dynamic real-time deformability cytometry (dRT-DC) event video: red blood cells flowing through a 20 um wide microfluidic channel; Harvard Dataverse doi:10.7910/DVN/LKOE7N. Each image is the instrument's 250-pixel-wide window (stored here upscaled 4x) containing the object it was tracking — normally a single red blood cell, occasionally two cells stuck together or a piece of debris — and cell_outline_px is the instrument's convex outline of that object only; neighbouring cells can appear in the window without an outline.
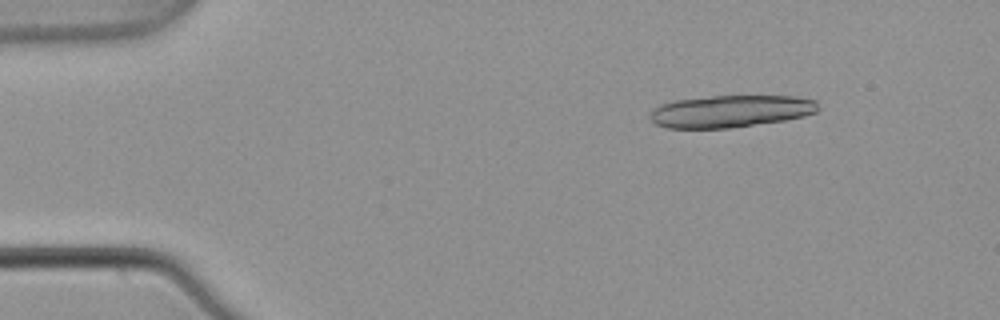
{"species": "common noctule bat (a hibernating species)", "species_latin": "Nyctalus noctula", "temperature_condition": "warm", "stored_images_in_passage": 5, "camera_frame_rate_fps": 3000, "um_per_image_px": 0.085, "animal": {"sex": "male", "body_mass_g": 21.5, "forearm_length_mm": 52.0}, "frame": {"image": 1, "passage_image": 2, "time_ms": 0.333, "image_size_px": [1000, 320], "cell_outline_px": [[820, 108], [816, 112], [804, 116], [784, 120], [728, 128], [668, 128], [656, 124], [648, 116], [660, 104], [676, 100], [712, 96], [796, 96], [816, 100]], "centroid_in_image_um": [62.13, 9.45], "position_along_channel_um": 22.9, "area_um2": 31.39}}
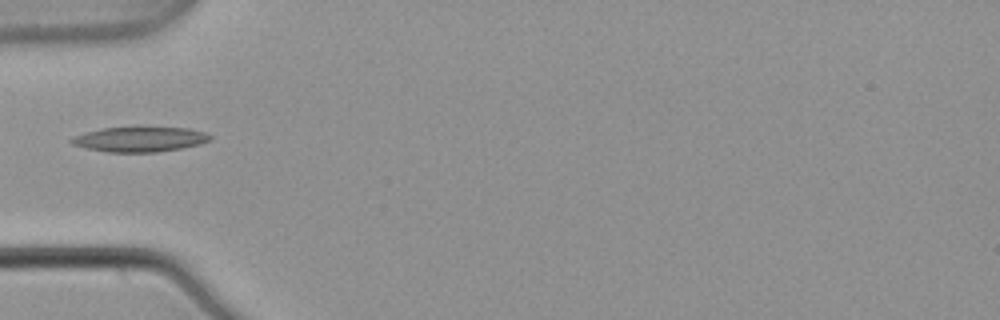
{"frame": {"image": 2, "passage_image": 5, "time_ms": 1.333, "image_size_px": [1000, 320], "cell_outline_px": [[212, 140], [200, 144], [180, 148], [156, 152], [108, 152], [88, 148], [72, 144], [68, 140], [76, 136], [100, 128], [140, 124], [188, 128], [204, 132], [212, 136]], "centroid_in_image_um": [11.93, 11.78], "position_along_channel_um": 73.1, "area_um2": 21.04}}